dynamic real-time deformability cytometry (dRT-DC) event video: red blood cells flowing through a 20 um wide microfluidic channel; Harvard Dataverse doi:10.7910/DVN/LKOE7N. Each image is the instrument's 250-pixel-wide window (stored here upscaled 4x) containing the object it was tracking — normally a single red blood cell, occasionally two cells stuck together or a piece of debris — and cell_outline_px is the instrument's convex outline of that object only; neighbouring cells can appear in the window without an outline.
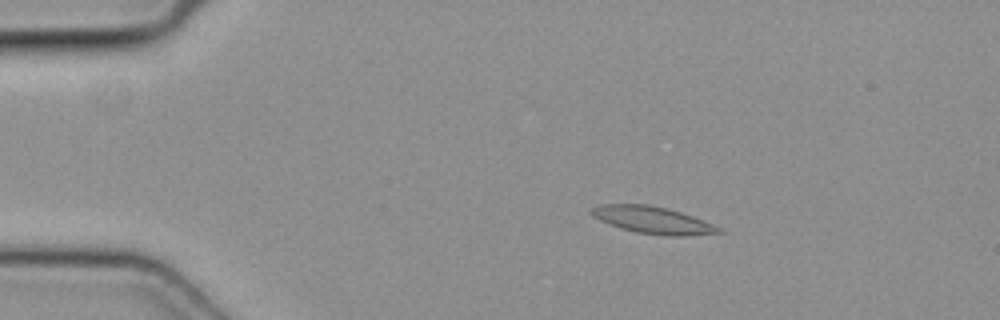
{"species": "common noctule bat (a hibernating species)", "species_latin": "Nyctalus noctula", "temperature_condition": "cold", "stored_images_in_passage": 21, "camera_frame_rate_fps": 3000, "um_per_image_px": 0.085, "animal": {"sex": "female", "body_mass_g": 19.3, "forearm_length_mm": 54.1}, "frame": {"image": 1, "passage_image": 7, "time_ms": 2.0, "image_size_px": [1000, 320], "cell_outline_px": [[724, 232], [684, 236], [664, 236], [636, 232], [620, 228], [600, 220], [592, 216], [588, 212], [592, 208], [604, 204], [648, 204], [668, 208], [704, 220], [720, 228]], "centroid_in_image_um": [55.47, 18.7], "position_along_channel_um": 29.5, "area_um2": 20.06}}
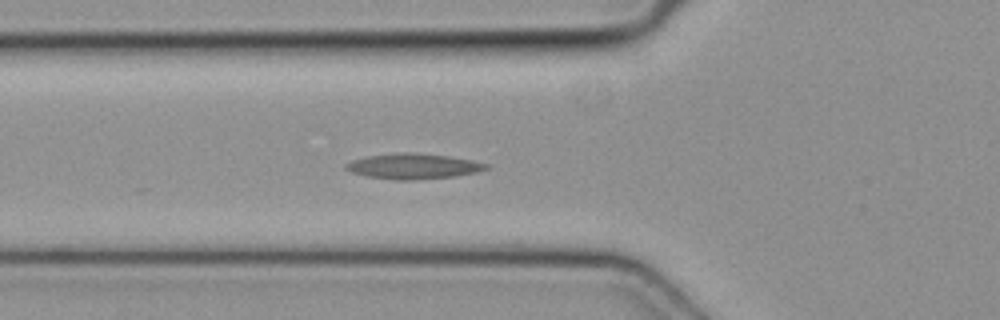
{"frame": {"image": 2, "passage_image": 16, "time_ms": 5.0, "image_size_px": [1000, 320], "cell_outline_px": [[492, 168], [476, 172], [456, 176], [412, 180], [396, 180], [368, 176], [352, 172], [344, 168], [344, 164], [352, 160], [368, 156], [400, 152], [408, 152], [448, 156], [472, 160], [488, 164]], "centroid_in_image_um": [35.15, 14.13], "position_along_channel_um": 90.7, "area_um2": 20.69}}
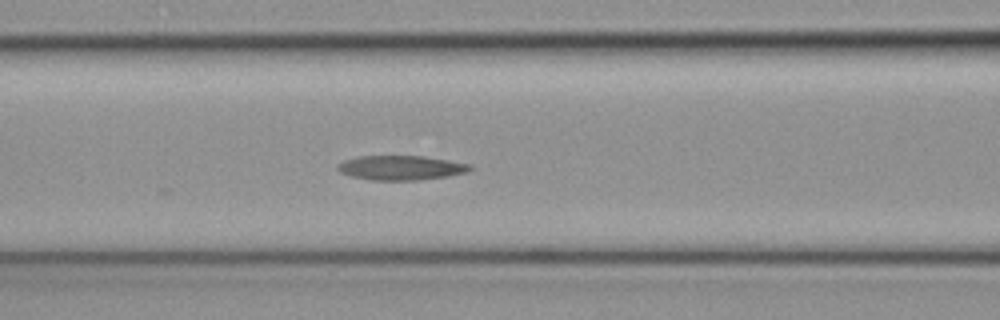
{"frame": {"image": 3, "passage_image": 19, "time_ms": 6.0, "image_size_px": [1000, 320], "cell_outline_px": [[472, 168], [468, 172], [448, 176], [416, 180], [368, 180], [352, 176], [340, 172], [336, 168], [344, 160], [360, 156], [424, 156], [472, 164]], "centroid_in_image_um": [34.11, 14.26], "position_along_channel_um": 132.5, "area_um2": 18.84}}